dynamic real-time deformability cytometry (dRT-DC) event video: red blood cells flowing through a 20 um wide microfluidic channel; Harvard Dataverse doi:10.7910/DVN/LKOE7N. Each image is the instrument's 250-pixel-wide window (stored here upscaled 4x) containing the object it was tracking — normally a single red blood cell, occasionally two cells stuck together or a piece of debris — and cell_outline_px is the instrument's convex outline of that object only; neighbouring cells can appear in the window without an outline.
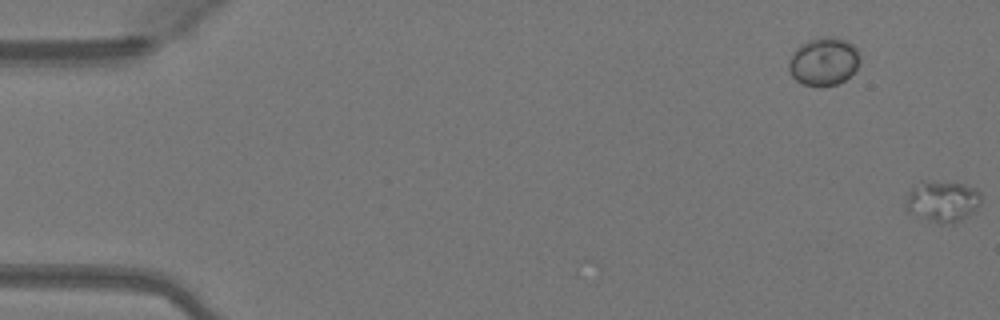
{"species": "Egyptian fruit bat (a non-hibernating species)", "species_latin": "Rousettus aegyptiacus", "temperature_condition": "warm", "stored_images_in_passage": 5, "segment_of_instrument_passage": [2, 2], "camera_frame_rate_fps": 3000, "um_per_image_px": 0.085, "animal": {"sex": "female"}, "frame": {"image": 1, "passage_image": 5, "time_ms": 1.333, "image_size_px": [1000, 320], "cell_outline_px": [[980, 204], [972, 212], [960, 220], [952, 224], [940, 224], [908, 212], [904, 208], [908, 192], [912, 184], [920, 180], [924, 180], [960, 184], [976, 188], [980, 192]], "centroid_in_image_um": [80.05, 17.09], "position_along_channel_um": 5.0, "area_um2": 18.21}}